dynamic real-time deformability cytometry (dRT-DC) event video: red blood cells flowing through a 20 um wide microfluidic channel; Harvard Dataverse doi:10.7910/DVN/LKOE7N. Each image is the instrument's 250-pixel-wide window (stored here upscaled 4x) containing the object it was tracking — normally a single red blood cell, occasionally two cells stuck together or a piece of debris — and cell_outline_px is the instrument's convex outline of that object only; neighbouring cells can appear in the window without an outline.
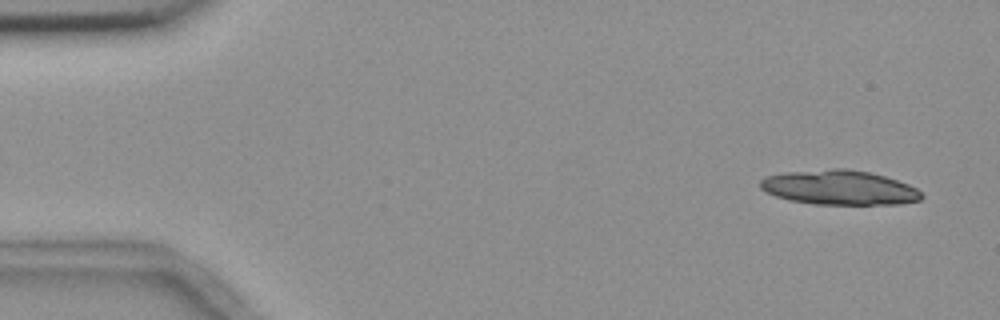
{"species": "common noctule bat (a hibernating species)", "species_latin": "Nyctalus noctula", "temperature_condition": "room temperature", "stored_images_in_passage": 4, "camera_frame_rate_fps": 3000, "um_per_image_px": 0.085, "animal": {"sex": "female", "body_mass_g": 18.4}, "frame": {"image": 1, "passage_image": 1, "time_ms": 0.0, "image_size_px": [1000, 320], "cell_outline_px": [[924, 196], [920, 200], [900, 204], [812, 204], [788, 200], [776, 196], [760, 188], [760, 180], [764, 176], [784, 172], [832, 168], [844, 168], [868, 172], [884, 176], [908, 184], [916, 188]], "centroid_in_image_um": [71.31, 15.94], "position_along_channel_um": 13.7, "area_um2": 32.54}}